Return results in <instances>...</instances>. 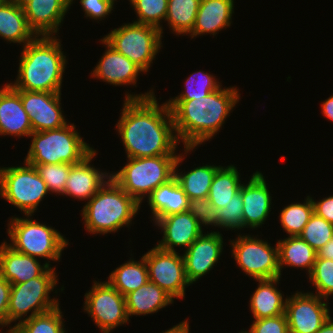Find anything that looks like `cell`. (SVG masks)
I'll return each mask as SVG.
<instances>
[{
    "mask_svg": "<svg viewBox=\"0 0 333 333\" xmlns=\"http://www.w3.org/2000/svg\"><path fill=\"white\" fill-rule=\"evenodd\" d=\"M32 166H35L38 174L46 183L48 191L56 193V195L64 194L65 184L72 167L71 164H39Z\"/></svg>",
    "mask_w": 333,
    "mask_h": 333,
    "instance_id": "40",
    "label": "cell"
},
{
    "mask_svg": "<svg viewBox=\"0 0 333 333\" xmlns=\"http://www.w3.org/2000/svg\"><path fill=\"white\" fill-rule=\"evenodd\" d=\"M147 200L155 222L158 218L187 211L189 199L174 176L157 187Z\"/></svg>",
    "mask_w": 333,
    "mask_h": 333,
    "instance_id": "26",
    "label": "cell"
},
{
    "mask_svg": "<svg viewBox=\"0 0 333 333\" xmlns=\"http://www.w3.org/2000/svg\"><path fill=\"white\" fill-rule=\"evenodd\" d=\"M218 228L227 230H239L245 228L243 223V200L241 197V187L231 201L224 208H217Z\"/></svg>",
    "mask_w": 333,
    "mask_h": 333,
    "instance_id": "41",
    "label": "cell"
},
{
    "mask_svg": "<svg viewBox=\"0 0 333 333\" xmlns=\"http://www.w3.org/2000/svg\"><path fill=\"white\" fill-rule=\"evenodd\" d=\"M231 240L232 256L242 271L254 280L281 277L278 245L275 248L267 241L251 235H237Z\"/></svg>",
    "mask_w": 333,
    "mask_h": 333,
    "instance_id": "11",
    "label": "cell"
},
{
    "mask_svg": "<svg viewBox=\"0 0 333 333\" xmlns=\"http://www.w3.org/2000/svg\"><path fill=\"white\" fill-rule=\"evenodd\" d=\"M16 1H18L19 3H22L24 0H16Z\"/></svg>",
    "mask_w": 333,
    "mask_h": 333,
    "instance_id": "51",
    "label": "cell"
},
{
    "mask_svg": "<svg viewBox=\"0 0 333 333\" xmlns=\"http://www.w3.org/2000/svg\"><path fill=\"white\" fill-rule=\"evenodd\" d=\"M316 333H333V318L331 315Z\"/></svg>",
    "mask_w": 333,
    "mask_h": 333,
    "instance_id": "50",
    "label": "cell"
},
{
    "mask_svg": "<svg viewBox=\"0 0 333 333\" xmlns=\"http://www.w3.org/2000/svg\"><path fill=\"white\" fill-rule=\"evenodd\" d=\"M162 37L158 28L133 22L113 29L103 39L146 73L160 52Z\"/></svg>",
    "mask_w": 333,
    "mask_h": 333,
    "instance_id": "9",
    "label": "cell"
},
{
    "mask_svg": "<svg viewBox=\"0 0 333 333\" xmlns=\"http://www.w3.org/2000/svg\"><path fill=\"white\" fill-rule=\"evenodd\" d=\"M270 195L266 179L260 171L253 173L247 184L241 185L243 223L246 228L256 229L267 220L272 204Z\"/></svg>",
    "mask_w": 333,
    "mask_h": 333,
    "instance_id": "19",
    "label": "cell"
},
{
    "mask_svg": "<svg viewBox=\"0 0 333 333\" xmlns=\"http://www.w3.org/2000/svg\"><path fill=\"white\" fill-rule=\"evenodd\" d=\"M189 329V322L188 319H186L172 328H169L167 331H162V333H189Z\"/></svg>",
    "mask_w": 333,
    "mask_h": 333,
    "instance_id": "49",
    "label": "cell"
},
{
    "mask_svg": "<svg viewBox=\"0 0 333 333\" xmlns=\"http://www.w3.org/2000/svg\"><path fill=\"white\" fill-rule=\"evenodd\" d=\"M321 108L323 116L333 122V95L322 102Z\"/></svg>",
    "mask_w": 333,
    "mask_h": 333,
    "instance_id": "48",
    "label": "cell"
},
{
    "mask_svg": "<svg viewBox=\"0 0 333 333\" xmlns=\"http://www.w3.org/2000/svg\"><path fill=\"white\" fill-rule=\"evenodd\" d=\"M312 292H296L286 300L289 333H316L330 317L329 303Z\"/></svg>",
    "mask_w": 333,
    "mask_h": 333,
    "instance_id": "14",
    "label": "cell"
},
{
    "mask_svg": "<svg viewBox=\"0 0 333 333\" xmlns=\"http://www.w3.org/2000/svg\"><path fill=\"white\" fill-rule=\"evenodd\" d=\"M239 99L236 87L221 86L206 97L165 101L172 114L178 142L184 143L185 155L216 135Z\"/></svg>",
    "mask_w": 333,
    "mask_h": 333,
    "instance_id": "2",
    "label": "cell"
},
{
    "mask_svg": "<svg viewBox=\"0 0 333 333\" xmlns=\"http://www.w3.org/2000/svg\"><path fill=\"white\" fill-rule=\"evenodd\" d=\"M129 2L138 17L134 22L154 26L162 35L163 27L160 22L166 19L168 0H129Z\"/></svg>",
    "mask_w": 333,
    "mask_h": 333,
    "instance_id": "36",
    "label": "cell"
},
{
    "mask_svg": "<svg viewBox=\"0 0 333 333\" xmlns=\"http://www.w3.org/2000/svg\"><path fill=\"white\" fill-rule=\"evenodd\" d=\"M84 296V311L91 316L102 333H109L115 327L130 321L125 296L108 281H94L91 290Z\"/></svg>",
    "mask_w": 333,
    "mask_h": 333,
    "instance_id": "12",
    "label": "cell"
},
{
    "mask_svg": "<svg viewBox=\"0 0 333 333\" xmlns=\"http://www.w3.org/2000/svg\"><path fill=\"white\" fill-rule=\"evenodd\" d=\"M280 278L255 280L259 284L249 301L254 319L275 317L285 313L287 297L284 299L276 287L280 283Z\"/></svg>",
    "mask_w": 333,
    "mask_h": 333,
    "instance_id": "27",
    "label": "cell"
},
{
    "mask_svg": "<svg viewBox=\"0 0 333 333\" xmlns=\"http://www.w3.org/2000/svg\"><path fill=\"white\" fill-rule=\"evenodd\" d=\"M125 95L116 129L127 158L176 155L179 142L166 103L159 106L152 90L145 94Z\"/></svg>",
    "mask_w": 333,
    "mask_h": 333,
    "instance_id": "1",
    "label": "cell"
},
{
    "mask_svg": "<svg viewBox=\"0 0 333 333\" xmlns=\"http://www.w3.org/2000/svg\"><path fill=\"white\" fill-rule=\"evenodd\" d=\"M22 7L29 27L37 36H54L69 11L70 0H24Z\"/></svg>",
    "mask_w": 333,
    "mask_h": 333,
    "instance_id": "17",
    "label": "cell"
},
{
    "mask_svg": "<svg viewBox=\"0 0 333 333\" xmlns=\"http://www.w3.org/2000/svg\"><path fill=\"white\" fill-rule=\"evenodd\" d=\"M143 257L147 264L149 281L157 284L173 299H184L185 289L191 284L186 276L183 256L155 246Z\"/></svg>",
    "mask_w": 333,
    "mask_h": 333,
    "instance_id": "13",
    "label": "cell"
},
{
    "mask_svg": "<svg viewBox=\"0 0 333 333\" xmlns=\"http://www.w3.org/2000/svg\"><path fill=\"white\" fill-rule=\"evenodd\" d=\"M72 4L73 0H70V5ZM80 4L86 18L89 17L98 21L112 13L115 2L113 0H80Z\"/></svg>",
    "mask_w": 333,
    "mask_h": 333,
    "instance_id": "44",
    "label": "cell"
},
{
    "mask_svg": "<svg viewBox=\"0 0 333 333\" xmlns=\"http://www.w3.org/2000/svg\"><path fill=\"white\" fill-rule=\"evenodd\" d=\"M185 155L183 153L178 154V158L175 163V177L184 190L188 199H200L206 198L209 195L210 186L212 184L214 175L221 167L214 165H205L196 167L188 172H179V164L183 162Z\"/></svg>",
    "mask_w": 333,
    "mask_h": 333,
    "instance_id": "29",
    "label": "cell"
},
{
    "mask_svg": "<svg viewBox=\"0 0 333 333\" xmlns=\"http://www.w3.org/2000/svg\"><path fill=\"white\" fill-rule=\"evenodd\" d=\"M173 301L174 299L168 293L150 281L125 295L128 317L158 312Z\"/></svg>",
    "mask_w": 333,
    "mask_h": 333,
    "instance_id": "28",
    "label": "cell"
},
{
    "mask_svg": "<svg viewBox=\"0 0 333 333\" xmlns=\"http://www.w3.org/2000/svg\"><path fill=\"white\" fill-rule=\"evenodd\" d=\"M239 175L240 173L234 165L221 166L214 175L210 186L208 195L210 203L216 208H224L240 190L242 184Z\"/></svg>",
    "mask_w": 333,
    "mask_h": 333,
    "instance_id": "32",
    "label": "cell"
},
{
    "mask_svg": "<svg viewBox=\"0 0 333 333\" xmlns=\"http://www.w3.org/2000/svg\"><path fill=\"white\" fill-rule=\"evenodd\" d=\"M96 154L93 150L81 162L72 165L63 196L89 201L111 177L109 172H102L90 164Z\"/></svg>",
    "mask_w": 333,
    "mask_h": 333,
    "instance_id": "20",
    "label": "cell"
},
{
    "mask_svg": "<svg viewBox=\"0 0 333 333\" xmlns=\"http://www.w3.org/2000/svg\"><path fill=\"white\" fill-rule=\"evenodd\" d=\"M60 93L20 90L24 110L29 115L33 132L53 130L65 126Z\"/></svg>",
    "mask_w": 333,
    "mask_h": 333,
    "instance_id": "15",
    "label": "cell"
},
{
    "mask_svg": "<svg viewBox=\"0 0 333 333\" xmlns=\"http://www.w3.org/2000/svg\"><path fill=\"white\" fill-rule=\"evenodd\" d=\"M234 0H200L191 39L209 33L215 36L222 29L230 27L234 13Z\"/></svg>",
    "mask_w": 333,
    "mask_h": 333,
    "instance_id": "24",
    "label": "cell"
},
{
    "mask_svg": "<svg viewBox=\"0 0 333 333\" xmlns=\"http://www.w3.org/2000/svg\"><path fill=\"white\" fill-rule=\"evenodd\" d=\"M223 251V237L220 232L213 231L201 234L183 253L185 272L190 284L206 275Z\"/></svg>",
    "mask_w": 333,
    "mask_h": 333,
    "instance_id": "16",
    "label": "cell"
},
{
    "mask_svg": "<svg viewBox=\"0 0 333 333\" xmlns=\"http://www.w3.org/2000/svg\"><path fill=\"white\" fill-rule=\"evenodd\" d=\"M11 293V284L0 275V326L8 327V305Z\"/></svg>",
    "mask_w": 333,
    "mask_h": 333,
    "instance_id": "45",
    "label": "cell"
},
{
    "mask_svg": "<svg viewBox=\"0 0 333 333\" xmlns=\"http://www.w3.org/2000/svg\"><path fill=\"white\" fill-rule=\"evenodd\" d=\"M55 267H49L41 276L29 281L11 285V293L8 305V325L7 333H10L12 327L10 324L17 322L20 324L33 316L50 311L59 306L57 298L51 299V291L57 287V274ZM31 311V314H27ZM26 318H22L25 317ZM22 319V320H21Z\"/></svg>",
    "mask_w": 333,
    "mask_h": 333,
    "instance_id": "8",
    "label": "cell"
},
{
    "mask_svg": "<svg viewBox=\"0 0 333 333\" xmlns=\"http://www.w3.org/2000/svg\"><path fill=\"white\" fill-rule=\"evenodd\" d=\"M31 215L25 218L11 217L8 223V235L10 247L22 254L34 258H43L59 261L64 248L68 246V240L55 228L46 226L32 220Z\"/></svg>",
    "mask_w": 333,
    "mask_h": 333,
    "instance_id": "7",
    "label": "cell"
},
{
    "mask_svg": "<svg viewBox=\"0 0 333 333\" xmlns=\"http://www.w3.org/2000/svg\"><path fill=\"white\" fill-rule=\"evenodd\" d=\"M154 223L163 232L156 246L165 251L176 252V246L187 249L203 233L197 219L188 211L158 218Z\"/></svg>",
    "mask_w": 333,
    "mask_h": 333,
    "instance_id": "18",
    "label": "cell"
},
{
    "mask_svg": "<svg viewBox=\"0 0 333 333\" xmlns=\"http://www.w3.org/2000/svg\"><path fill=\"white\" fill-rule=\"evenodd\" d=\"M0 37L23 47L37 37L28 25L22 4L16 0L0 3Z\"/></svg>",
    "mask_w": 333,
    "mask_h": 333,
    "instance_id": "25",
    "label": "cell"
},
{
    "mask_svg": "<svg viewBox=\"0 0 333 333\" xmlns=\"http://www.w3.org/2000/svg\"><path fill=\"white\" fill-rule=\"evenodd\" d=\"M106 46L105 53L91 72L92 78L101 79L114 86L131 85L136 87L137 77L143 72L131 60L116 51L103 38L100 40Z\"/></svg>",
    "mask_w": 333,
    "mask_h": 333,
    "instance_id": "21",
    "label": "cell"
},
{
    "mask_svg": "<svg viewBox=\"0 0 333 333\" xmlns=\"http://www.w3.org/2000/svg\"><path fill=\"white\" fill-rule=\"evenodd\" d=\"M309 279L317 289L315 295L327 301L333 295V260L317 257Z\"/></svg>",
    "mask_w": 333,
    "mask_h": 333,
    "instance_id": "39",
    "label": "cell"
},
{
    "mask_svg": "<svg viewBox=\"0 0 333 333\" xmlns=\"http://www.w3.org/2000/svg\"><path fill=\"white\" fill-rule=\"evenodd\" d=\"M49 262L41 265L37 258L15 251L5 241L0 245V275L11 285L41 276L51 267Z\"/></svg>",
    "mask_w": 333,
    "mask_h": 333,
    "instance_id": "23",
    "label": "cell"
},
{
    "mask_svg": "<svg viewBox=\"0 0 333 333\" xmlns=\"http://www.w3.org/2000/svg\"><path fill=\"white\" fill-rule=\"evenodd\" d=\"M14 325L10 333H67L60 306Z\"/></svg>",
    "mask_w": 333,
    "mask_h": 333,
    "instance_id": "34",
    "label": "cell"
},
{
    "mask_svg": "<svg viewBox=\"0 0 333 333\" xmlns=\"http://www.w3.org/2000/svg\"><path fill=\"white\" fill-rule=\"evenodd\" d=\"M314 213L312 197L307 196L304 203H291L280 212V223L288 236H299Z\"/></svg>",
    "mask_w": 333,
    "mask_h": 333,
    "instance_id": "35",
    "label": "cell"
},
{
    "mask_svg": "<svg viewBox=\"0 0 333 333\" xmlns=\"http://www.w3.org/2000/svg\"><path fill=\"white\" fill-rule=\"evenodd\" d=\"M177 155L128 158L121 170L111 178L140 205L157 187L175 176Z\"/></svg>",
    "mask_w": 333,
    "mask_h": 333,
    "instance_id": "6",
    "label": "cell"
},
{
    "mask_svg": "<svg viewBox=\"0 0 333 333\" xmlns=\"http://www.w3.org/2000/svg\"><path fill=\"white\" fill-rule=\"evenodd\" d=\"M76 125L65 126L32 132L31 144L24 162L30 165L39 164H77L88 156L94 148L86 143L77 130Z\"/></svg>",
    "mask_w": 333,
    "mask_h": 333,
    "instance_id": "5",
    "label": "cell"
},
{
    "mask_svg": "<svg viewBox=\"0 0 333 333\" xmlns=\"http://www.w3.org/2000/svg\"><path fill=\"white\" fill-rule=\"evenodd\" d=\"M123 296L149 281L147 264L142 256L139 261H129L113 270L107 280Z\"/></svg>",
    "mask_w": 333,
    "mask_h": 333,
    "instance_id": "31",
    "label": "cell"
},
{
    "mask_svg": "<svg viewBox=\"0 0 333 333\" xmlns=\"http://www.w3.org/2000/svg\"><path fill=\"white\" fill-rule=\"evenodd\" d=\"M221 86V83L217 81L214 75L199 70L187 77L184 92L169 100H192L199 97H206Z\"/></svg>",
    "mask_w": 333,
    "mask_h": 333,
    "instance_id": "37",
    "label": "cell"
},
{
    "mask_svg": "<svg viewBox=\"0 0 333 333\" xmlns=\"http://www.w3.org/2000/svg\"><path fill=\"white\" fill-rule=\"evenodd\" d=\"M187 211L193 215L202 226L218 227L217 208L210 203L208 197L200 199H189Z\"/></svg>",
    "mask_w": 333,
    "mask_h": 333,
    "instance_id": "42",
    "label": "cell"
},
{
    "mask_svg": "<svg viewBox=\"0 0 333 333\" xmlns=\"http://www.w3.org/2000/svg\"><path fill=\"white\" fill-rule=\"evenodd\" d=\"M317 257L333 260V237L317 251Z\"/></svg>",
    "mask_w": 333,
    "mask_h": 333,
    "instance_id": "47",
    "label": "cell"
},
{
    "mask_svg": "<svg viewBox=\"0 0 333 333\" xmlns=\"http://www.w3.org/2000/svg\"><path fill=\"white\" fill-rule=\"evenodd\" d=\"M299 237L317 252L333 237V224L314 212Z\"/></svg>",
    "mask_w": 333,
    "mask_h": 333,
    "instance_id": "38",
    "label": "cell"
},
{
    "mask_svg": "<svg viewBox=\"0 0 333 333\" xmlns=\"http://www.w3.org/2000/svg\"><path fill=\"white\" fill-rule=\"evenodd\" d=\"M246 333H289L286 314L255 319Z\"/></svg>",
    "mask_w": 333,
    "mask_h": 333,
    "instance_id": "43",
    "label": "cell"
},
{
    "mask_svg": "<svg viewBox=\"0 0 333 333\" xmlns=\"http://www.w3.org/2000/svg\"><path fill=\"white\" fill-rule=\"evenodd\" d=\"M60 42L54 35L37 36L27 43L21 52L17 78L9 84L16 90L60 93L67 63Z\"/></svg>",
    "mask_w": 333,
    "mask_h": 333,
    "instance_id": "3",
    "label": "cell"
},
{
    "mask_svg": "<svg viewBox=\"0 0 333 333\" xmlns=\"http://www.w3.org/2000/svg\"><path fill=\"white\" fill-rule=\"evenodd\" d=\"M314 212L333 224V195L323 198L322 200L315 201L312 199Z\"/></svg>",
    "mask_w": 333,
    "mask_h": 333,
    "instance_id": "46",
    "label": "cell"
},
{
    "mask_svg": "<svg viewBox=\"0 0 333 333\" xmlns=\"http://www.w3.org/2000/svg\"><path fill=\"white\" fill-rule=\"evenodd\" d=\"M51 194L35 166L0 167V196L17 207L24 216L33 215L40 202Z\"/></svg>",
    "mask_w": 333,
    "mask_h": 333,
    "instance_id": "10",
    "label": "cell"
},
{
    "mask_svg": "<svg viewBox=\"0 0 333 333\" xmlns=\"http://www.w3.org/2000/svg\"><path fill=\"white\" fill-rule=\"evenodd\" d=\"M140 207V204L110 177L83 206L85 230L91 234L115 233L132 224L131 221Z\"/></svg>",
    "mask_w": 333,
    "mask_h": 333,
    "instance_id": "4",
    "label": "cell"
},
{
    "mask_svg": "<svg viewBox=\"0 0 333 333\" xmlns=\"http://www.w3.org/2000/svg\"><path fill=\"white\" fill-rule=\"evenodd\" d=\"M33 132L29 115L23 108L20 90L9 83L0 88V135L29 137Z\"/></svg>",
    "mask_w": 333,
    "mask_h": 333,
    "instance_id": "22",
    "label": "cell"
},
{
    "mask_svg": "<svg viewBox=\"0 0 333 333\" xmlns=\"http://www.w3.org/2000/svg\"><path fill=\"white\" fill-rule=\"evenodd\" d=\"M280 271L284 266L305 269L310 275L317 252L299 236H288L277 242Z\"/></svg>",
    "mask_w": 333,
    "mask_h": 333,
    "instance_id": "30",
    "label": "cell"
},
{
    "mask_svg": "<svg viewBox=\"0 0 333 333\" xmlns=\"http://www.w3.org/2000/svg\"><path fill=\"white\" fill-rule=\"evenodd\" d=\"M200 0H168L167 16L170 30L177 35L189 34L195 24Z\"/></svg>",
    "mask_w": 333,
    "mask_h": 333,
    "instance_id": "33",
    "label": "cell"
}]
</instances>
